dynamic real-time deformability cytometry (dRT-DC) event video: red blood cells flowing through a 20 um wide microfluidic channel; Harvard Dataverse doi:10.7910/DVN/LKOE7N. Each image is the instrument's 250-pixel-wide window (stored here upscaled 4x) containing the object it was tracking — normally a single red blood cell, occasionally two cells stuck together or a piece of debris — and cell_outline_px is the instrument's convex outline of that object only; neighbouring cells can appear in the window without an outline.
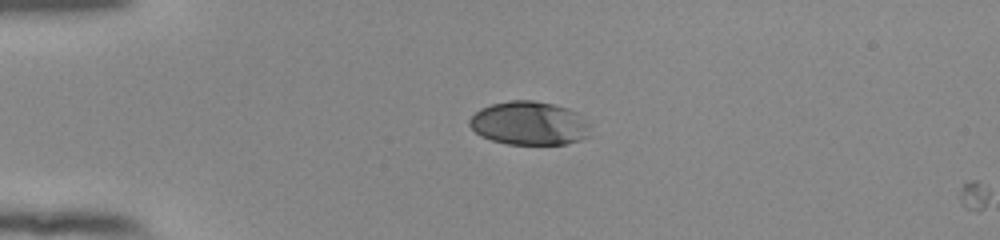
{"species": "human", "species_latin": "Homo sapiens", "temperature_condition": "room temperature", "stored_images_in_passage": 2, "camera_frame_rate_fps": 3000, "um_per_image_px": 0.085, "donor": {"sex": "female"}, "frame": {"image": 1, "passage_image": 1, "time_ms": 0.0, "image_size_px": [1000, 240], "cell_outline_px": [[588, 136], [580, 140], [564, 144], [508, 144], [492, 140], [480, 136], [468, 124], [468, 120], [480, 108], [492, 104], [508, 100], [532, 100], [552, 104], [568, 108], [576, 112], [588, 124]], "centroid_in_image_um": [44.94, 10.47], "position_along_channel_um": 40.1, "area_um2": 30.52}}